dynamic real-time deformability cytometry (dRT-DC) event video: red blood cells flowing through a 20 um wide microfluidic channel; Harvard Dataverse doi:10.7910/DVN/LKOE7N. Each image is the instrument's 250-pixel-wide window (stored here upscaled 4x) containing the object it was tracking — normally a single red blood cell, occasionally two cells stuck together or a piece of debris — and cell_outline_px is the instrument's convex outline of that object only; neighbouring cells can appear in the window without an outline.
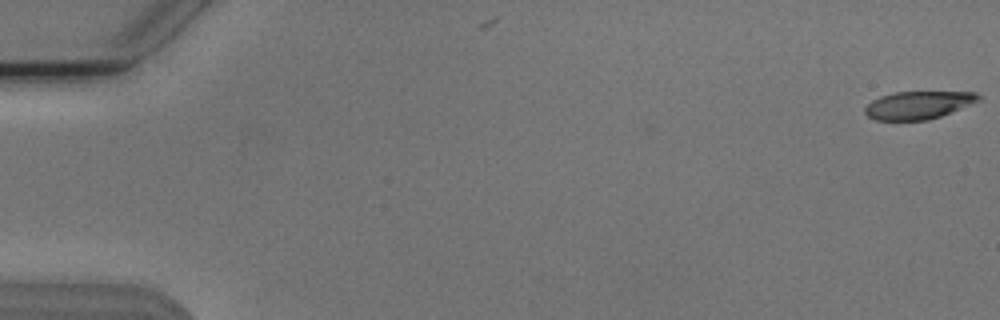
{"species": "Egyptian fruit bat (a non-hibernating species)", "species_latin": "Rousettus aegyptiacus", "temperature_condition": "cold", "stored_images_in_passage": 6, "camera_frame_rate_fps": 3000, "um_per_image_px": 0.085, "animal": {"sex": "male"}, "frame": {"image": 1, "passage_image": 1, "time_ms": 0.0, "image_size_px": [1000, 320], "cell_outline_px": [[984, 96], [980, 100], [940, 116], [928, 120], [876, 120], [868, 116], [864, 112], [864, 108], [872, 100], [880, 96], [896, 92], [976, 92]], "centroid_in_image_um": [78.05, 8.92], "position_along_channel_um": 6.9, "area_um2": 18.32}}